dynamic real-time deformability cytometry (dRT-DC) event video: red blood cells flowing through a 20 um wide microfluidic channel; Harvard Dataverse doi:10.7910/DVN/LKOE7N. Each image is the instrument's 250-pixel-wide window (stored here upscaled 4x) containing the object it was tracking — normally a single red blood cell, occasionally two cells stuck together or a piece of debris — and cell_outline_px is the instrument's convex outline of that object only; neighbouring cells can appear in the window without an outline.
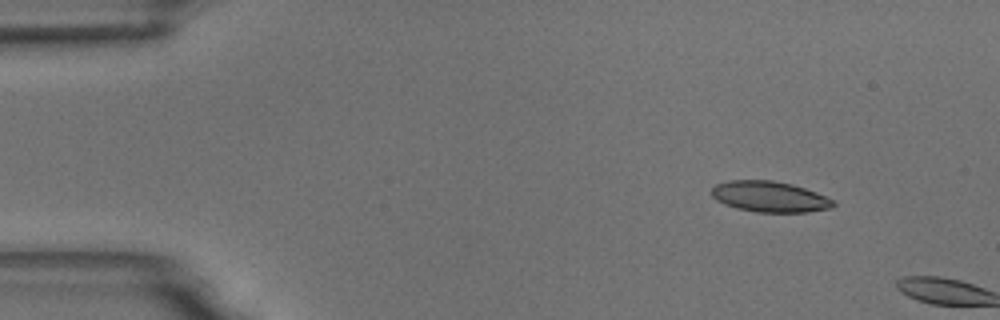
{"species": "common noctule bat (a hibernating species)", "species_latin": "Nyctalus noctula", "temperature_condition": "room temperature", "stored_images_in_passage": 3, "camera_frame_rate_fps": 3000, "um_per_image_px": 0.085, "animal": {"sex": "male", "body_mass_g": 18.8}, "frame": {"image": 1, "passage_image": 2, "time_ms": 1.0, "image_size_px": [1000, 320], "cell_outline_px": [[836, 204], [832, 208], [808, 212], [756, 212], [736, 208], [724, 204], [716, 200], [712, 196], [712, 188], [716, 184], [728, 180], [772, 180], [792, 184], [816, 192], [832, 200]], "centroid_in_image_um": [65.4, 16.72], "position_along_channel_um": 19.6, "area_um2": 21.85}}